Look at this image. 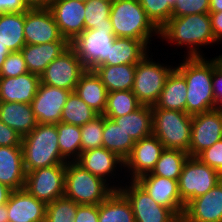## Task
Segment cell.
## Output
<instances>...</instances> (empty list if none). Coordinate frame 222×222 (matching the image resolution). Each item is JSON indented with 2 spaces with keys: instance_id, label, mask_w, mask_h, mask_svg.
Here are the masks:
<instances>
[{
  "instance_id": "1",
  "label": "cell",
  "mask_w": 222,
  "mask_h": 222,
  "mask_svg": "<svg viewBox=\"0 0 222 222\" xmlns=\"http://www.w3.org/2000/svg\"><path fill=\"white\" fill-rule=\"evenodd\" d=\"M184 59L183 63L175 68L186 80V113L193 116L216 109L212 83L215 59L208 60L204 57Z\"/></svg>"
},
{
  "instance_id": "2",
  "label": "cell",
  "mask_w": 222,
  "mask_h": 222,
  "mask_svg": "<svg viewBox=\"0 0 222 222\" xmlns=\"http://www.w3.org/2000/svg\"><path fill=\"white\" fill-rule=\"evenodd\" d=\"M159 37L178 47L187 46V57H203L199 47L217 42L212 33L209 13L171 17L159 30Z\"/></svg>"
},
{
  "instance_id": "3",
  "label": "cell",
  "mask_w": 222,
  "mask_h": 222,
  "mask_svg": "<svg viewBox=\"0 0 222 222\" xmlns=\"http://www.w3.org/2000/svg\"><path fill=\"white\" fill-rule=\"evenodd\" d=\"M56 124H37L22 138L23 162L26 173L43 167L66 164L62 158Z\"/></svg>"
},
{
  "instance_id": "4",
  "label": "cell",
  "mask_w": 222,
  "mask_h": 222,
  "mask_svg": "<svg viewBox=\"0 0 222 222\" xmlns=\"http://www.w3.org/2000/svg\"><path fill=\"white\" fill-rule=\"evenodd\" d=\"M110 20L116 37L133 38L150 44L159 29L148 18L139 0H112ZM154 35H153V34Z\"/></svg>"
},
{
  "instance_id": "5",
  "label": "cell",
  "mask_w": 222,
  "mask_h": 222,
  "mask_svg": "<svg viewBox=\"0 0 222 222\" xmlns=\"http://www.w3.org/2000/svg\"><path fill=\"white\" fill-rule=\"evenodd\" d=\"M109 184L85 170L76 161L66 163L64 197L79 205H99L121 187Z\"/></svg>"
},
{
  "instance_id": "6",
  "label": "cell",
  "mask_w": 222,
  "mask_h": 222,
  "mask_svg": "<svg viewBox=\"0 0 222 222\" xmlns=\"http://www.w3.org/2000/svg\"><path fill=\"white\" fill-rule=\"evenodd\" d=\"M153 129L165 149L189 153L192 115L177 110L152 108Z\"/></svg>"
},
{
  "instance_id": "7",
  "label": "cell",
  "mask_w": 222,
  "mask_h": 222,
  "mask_svg": "<svg viewBox=\"0 0 222 222\" xmlns=\"http://www.w3.org/2000/svg\"><path fill=\"white\" fill-rule=\"evenodd\" d=\"M115 38L113 26L109 24V27L84 30L70 42V46L84 67L94 71L108 59Z\"/></svg>"
},
{
  "instance_id": "8",
  "label": "cell",
  "mask_w": 222,
  "mask_h": 222,
  "mask_svg": "<svg viewBox=\"0 0 222 222\" xmlns=\"http://www.w3.org/2000/svg\"><path fill=\"white\" fill-rule=\"evenodd\" d=\"M174 68L153 62L148 54L136 64L132 92L141 105L153 107L156 104L166 79Z\"/></svg>"
},
{
  "instance_id": "9",
  "label": "cell",
  "mask_w": 222,
  "mask_h": 222,
  "mask_svg": "<svg viewBox=\"0 0 222 222\" xmlns=\"http://www.w3.org/2000/svg\"><path fill=\"white\" fill-rule=\"evenodd\" d=\"M222 180V175L202 163L197 157H188L178 180V191L185 206L207 193Z\"/></svg>"
},
{
  "instance_id": "10",
  "label": "cell",
  "mask_w": 222,
  "mask_h": 222,
  "mask_svg": "<svg viewBox=\"0 0 222 222\" xmlns=\"http://www.w3.org/2000/svg\"><path fill=\"white\" fill-rule=\"evenodd\" d=\"M66 164L39 168L26 173L24 188L43 203L64 197Z\"/></svg>"
},
{
  "instance_id": "11",
  "label": "cell",
  "mask_w": 222,
  "mask_h": 222,
  "mask_svg": "<svg viewBox=\"0 0 222 222\" xmlns=\"http://www.w3.org/2000/svg\"><path fill=\"white\" fill-rule=\"evenodd\" d=\"M129 201L135 222H181V219L169 208L159 205L148 192L132 180L118 189Z\"/></svg>"
},
{
  "instance_id": "12",
  "label": "cell",
  "mask_w": 222,
  "mask_h": 222,
  "mask_svg": "<svg viewBox=\"0 0 222 222\" xmlns=\"http://www.w3.org/2000/svg\"><path fill=\"white\" fill-rule=\"evenodd\" d=\"M86 71L70 46L47 66L40 75V83L74 92L79 79Z\"/></svg>"
},
{
  "instance_id": "13",
  "label": "cell",
  "mask_w": 222,
  "mask_h": 222,
  "mask_svg": "<svg viewBox=\"0 0 222 222\" xmlns=\"http://www.w3.org/2000/svg\"><path fill=\"white\" fill-rule=\"evenodd\" d=\"M222 139V110L214 109L192 116L189 156L196 157Z\"/></svg>"
},
{
  "instance_id": "14",
  "label": "cell",
  "mask_w": 222,
  "mask_h": 222,
  "mask_svg": "<svg viewBox=\"0 0 222 222\" xmlns=\"http://www.w3.org/2000/svg\"><path fill=\"white\" fill-rule=\"evenodd\" d=\"M72 91L40 83L32 100V109L39 124H57Z\"/></svg>"
},
{
  "instance_id": "15",
  "label": "cell",
  "mask_w": 222,
  "mask_h": 222,
  "mask_svg": "<svg viewBox=\"0 0 222 222\" xmlns=\"http://www.w3.org/2000/svg\"><path fill=\"white\" fill-rule=\"evenodd\" d=\"M24 38L30 45L63 39L49 8H29L25 12Z\"/></svg>"
},
{
  "instance_id": "16",
  "label": "cell",
  "mask_w": 222,
  "mask_h": 222,
  "mask_svg": "<svg viewBox=\"0 0 222 222\" xmlns=\"http://www.w3.org/2000/svg\"><path fill=\"white\" fill-rule=\"evenodd\" d=\"M164 150V145L153 134L136 141L123 166L128 167L127 171L131 172L130 180H137L142 175L151 173Z\"/></svg>"
},
{
  "instance_id": "17",
  "label": "cell",
  "mask_w": 222,
  "mask_h": 222,
  "mask_svg": "<svg viewBox=\"0 0 222 222\" xmlns=\"http://www.w3.org/2000/svg\"><path fill=\"white\" fill-rule=\"evenodd\" d=\"M59 32L69 42L85 30V3L76 0H53L48 7Z\"/></svg>"
},
{
  "instance_id": "18",
  "label": "cell",
  "mask_w": 222,
  "mask_h": 222,
  "mask_svg": "<svg viewBox=\"0 0 222 222\" xmlns=\"http://www.w3.org/2000/svg\"><path fill=\"white\" fill-rule=\"evenodd\" d=\"M159 205L171 209L182 219L185 204L178 191V180L147 173L136 180Z\"/></svg>"
},
{
  "instance_id": "19",
  "label": "cell",
  "mask_w": 222,
  "mask_h": 222,
  "mask_svg": "<svg viewBox=\"0 0 222 222\" xmlns=\"http://www.w3.org/2000/svg\"><path fill=\"white\" fill-rule=\"evenodd\" d=\"M181 222H222V180L185 206Z\"/></svg>"
},
{
  "instance_id": "20",
  "label": "cell",
  "mask_w": 222,
  "mask_h": 222,
  "mask_svg": "<svg viewBox=\"0 0 222 222\" xmlns=\"http://www.w3.org/2000/svg\"><path fill=\"white\" fill-rule=\"evenodd\" d=\"M6 205L9 222H45L47 205L25 188L13 190Z\"/></svg>"
},
{
  "instance_id": "21",
  "label": "cell",
  "mask_w": 222,
  "mask_h": 222,
  "mask_svg": "<svg viewBox=\"0 0 222 222\" xmlns=\"http://www.w3.org/2000/svg\"><path fill=\"white\" fill-rule=\"evenodd\" d=\"M40 76L27 72L17 77L0 78V102H17L31 104Z\"/></svg>"
},
{
  "instance_id": "22",
  "label": "cell",
  "mask_w": 222,
  "mask_h": 222,
  "mask_svg": "<svg viewBox=\"0 0 222 222\" xmlns=\"http://www.w3.org/2000/svg\"><path fill=\"white\" fill-rule=\"evenodd\" d=\"M70 47V42L63 38L45 44H26L22 49L27 69L30 73L41 75L47 66Z\"/></svg>"
},
{
  "instance_id": "23",
  "label": "cell",
  "mask_w": 222,
  "mask_h": 222,
  "mask_svg": "<svg viewBox=\"0 0 222 222\" xmlns=\"http://www.w3.org/2000/svg\"><path fill=\"white\" fill-rule=\"evenodd\" d=\"M25 178L22 147H0V183L19 190L24 188Z\"/></svg>"
},
{
  "instance_id": "24",
  "label": "cell",
  "mask_w": 222,
  "mask_h": 222,
  "mask_svg": "<svg viewBox=\"0 0 222 222\" xmlns=\"http://www.w3.org/2000/svg\"><path fill=\"white\" fill-rule=\"evenodd\" d=\"M85 170H88L95 176L107 181V177L112 178L114 171L117 169V165L121 168L124 166V160H122L117 154L107 150L104 147L90 149L81 152L79 159L76 161Z\"/></svg>"
},
{
  "instance_id": "25",
  "label": "cell",
  "mask_w": 222,
  "mask_h": 222,
  "mask_svg": "<svg viewBox=\"0 0 222 222\" xmlns=\"http://www.w3.org/2000/svg\"><path fill=\"white\" fill-rule=\"evenodd\" d=\"M0 121L21 137L28 135L38 124L32 105L17 102H0Z\"/></svg>"
},
{
  "instance_id": "26",
  "label": "cell",
  "mask_w": 222,
  "mask_h": 222,
  "mask_svg": "<svg viewBox=\"0 0 222 222\" xmlns=\"http://www.w3.org/2000/svg\"><path fill=\"white\" fill-rule=\"evenodd\" d=\"M74 92L95 112L103 115L108 91L95 71L87 70L79 79Z\"/></svg>"
},
{
  "instance_id": "27",
  "label": "cell",
  "mask_w": 222,
  "mask_h": 222,
  "mask_svg": "<svg viewBox=\"0 0 222 222\" xmlns=\"http://www.w3.org/2000/svg\"><path fill=\"white\" fill-rule=\"evenodd\" d=\"M187 85L183 75L174 68L166 79L159 99L152 108L186 112Z\"/></svg>"
},
{
  "instance_id": "28",
  "label": "cell",
  "mask_w": 222,
  "mask_h": 222,
  "mask_svg": "<svg viewBox=\"0 0 222 222\" xmlns=\"http://www.w3.org/2000/svg\"><path fill=\"white\" fill-rule=\"evenodd\" d=\"M149 47L142 40L116 37L103 65L137 64L148 53Z\"/></svg>"
},
{
  "instance_id": "29",
  "label": "cell",
  "mask_w": 222,
  "mask_h": 222,
  "mask_svg": "<svg viewBox=\"0 0 222 222\" xmlns=\"http://www.w3.org/2000/svg\"><path fill=\"white\" fill-rule=\"evenodd\" d=\"M113 121L121 127L134 141L152 135L153 119L152 107L141 105L135 111L121 117H116Z\"/></svg>"
},
{
  "instance_id": "30",
  "label": "cell",
  "mask_w": 222,
  "mask_h": 222,
  "mask_svg": "<svg viewBox=\"0 0 222 222\" xmlns=\"http://www.w3.org/2000/svg\"><path fill=\"white\" fill-rule=\"evenodd\" d=\"M25 12L0 14V45L11 52L21 51L26 45L24 38Z\"/></svg>"
},
{
  "instance_id": "31",
  "label": "cell",
  "mask_w": 222,
  "mask_h": 222,
  "mask_svg": "<svg viewBox=\"0 0 222 222\" xmlns=\"http://www.w3.org/2000/svg\"><path fill=\"white\" fill-rule=\"evenodd\" d=\"M136 64L101 65L95 73L101 78L108 92L132 90Z\"/></svg>"
},
{
  "instance_id": "32",
  "label": "cell",
  "mask_w": 222,
  "mask_h": 222,
  "mask_svg": "<svg viewBox=\"0 0 222 222\" xmlns=\"http://www.w3.org/2000/svg\"><path fill=\"white\" fill-rule=\"evenodd\" d=\"M98 222H135L131 205L119 190L99 204Z\"/></svg>"
},
{
  "instance_id": "33",
  "label": "cell",
  "mask_w": 222,
  "mask_h": 222,
  "mask_svg": "<svg viewBox=\"0 0 222 222\" xmlns=\"http://www.w3.org/2000/svg\"><path fill=\"white\" fill-rule=\"evenodd\" d=\"M135 142L112 119L104 116L103 147L117 154L122 160L130 155Z\"/></svg>"
},
{
  "instance_id": "34",
  "label": "cell",
  "mask_w": 222,
  "mask_h": 222,
  "mask_svg": "<svg viewBox=\"0 0 222 222\" xmlns=\"http://www.w3.org/2000/svg\"><path fill=\"white\" fill-rule=\"evenodd\" d=\"M56 128L62 158L66 162L77 161L82 152L80 126L59 122L56 124Z\"/></svg>"
},
{
  "instance_id": "35",
  "label": "cell",
  "mask_w": 222,
  "mask_h": 222,
  "mask_svg": "<svg viewBox=\"0 0 222 222\" xmlns=\"http://www.w3.org/2000/svg\"><path fill=\"white\" fill-rule=\"evenodd\" d=\"M188 157L189 154L184 151L165 149L150 174L179 180L183 165Z\"/></svg>"
},
{
  "instance_id": "36",
  "label": "cell",
  "mask_w": 222,
  "mask_h": 222,
  "mask_svg": "<svg viewBox=\"0 0 222 222\" xmlns=\"http://www.w3.org/2000/svg\"><path fill=\"white\" fill-rule=\"evenodd\" d=\"M98 115L75 92H71L63 107L61 122L83 126Z\"/></svg>"
},
{
  "instance_id": "37",
  "label": "cell",
  "mask_w": 222,
  "mask_h": 222,
  "mask_svg": "<svg viewBox=\"0 0 222 222\" xmlns=\"http://www.w3.org/2000/svg\"><path fill=\"white\" fill-rule=\"evenodd\" d=\"M141 106L132 90L113 91L107 94V105L103 115L109 119L128 115Z\"/></svg>"
},
{
  "instance_id": "38",
  "label": "cell",
  "mask_w": 222,
  "mask_h": 222,
  "mask_svg": "<svg viewBox=\"0 0 222 222\" xmlns=\"http://www.w3.org/2000/svg\"><path fill=\"white\" fill-rule=\"evenodd\" d=\"M112 0H88L85 2V30L109 27Z\"/></svg>"
},
{
  "instance_id": "39",
  "label": "cell",
  "mask_w": 222,
  "mask_h": 222,
  "mask_svg": "<svg viewBox=\"0 0 222 222\" xmlns=\"http://www.w3.org/2000/svg\"><path fill=\"white\" fill-rule=\"evenodd\" d=\"M78 206L66 197L58 198L47 204L45 222H74Z\"/></svg>"
},
{
  "instance_id": "40",
  "label": "cell",
  "mask_w": 222,
  "mask_h": 222,
  "mask_svg": "<svg viewBox=\"0 0 222 222\" xmlns=\"http://www.w3.org/2000/svg\"><path fill=\"white\" fill-rule=\"evenodd\" d=\"M104 115H98L81 129V151L103 147Z\"/></svg>"
},
{
  "instance_id": "41",
  "label": "cell",
  "mask_w": 222,
  "mask_h": 222,
  "mask_svg": "<svg viewBox=\"0 0 222 222\" xmlns=\"http://www.w3.org/2000/svg\"><path fill=\"white\" fill-rule=\"evenodd\" d=\"M139 3L159 30L172 17L173 0H139Z\"/></svg>"
},
{
  "instance_id": "42",
  "label": "cell",
  "mask_w": 222,
  "mask_h": 222,
  "mask_svg": "<svg viewBox=\"0 0 222 222\" xmlns=\"http://www.w3.org/2000/svg\"><path fill=\"white\" fill-rule=\"evenodd\" d=\"M209 13V0H173L172 17Z\"/></svg>"
},
{
  "instance_id": "43",
  "label": "cell",
  "mask_w": 222,
  "mask_h": 222,
  "mask_svg": "<svg viewBox=\"0 0 222 222\" xmlns=\"http://www.w3.org/2000/svg\"><path fill=\"white\" fill-rule=\"evenodd\" d=\"M29 72L21 51L8 54L0 70V78L17 77Z\"/></svg>"
},
{
  "instance_id": "44",
  "label": "cell",
  "mask_w": 222,
  "mask_h": 222,
  "mask_svg": "<svg viewBox=\"0 0 222 222\" xmlns=\"http://www.w3.org/2000/svg\"><path fill=\"white\" fill-rule=\"evenodd\" d=\"M196 157L222 175V139L203 150Z\"/></svg>"
},
{
  "instance_id": "45",
  "label": "cell",
  "mask_w": 222,
  "mask_h": 222,
  "mask_svg": "<svg viewBox=\"0 0 222 222\" xmlns=\"http://www.w3.org/2000/svg\"><path fill=\"white\" fill-rule=\"evenodd\" d=\"M212 83L216 109L222 110V62L219 57H215V69L213 71Z\"/></svg>"
},
{
  "instance_id": "46",
  "label": "cell",
  "mask_w": 222,
  "mask_h": 222,
  "mask_svg": "<svg viewBox=\"0 0 222 222\" xmlns=\"http://www.w3.org/2000/svg\"><path fill=\"white\" fill-rule=\"evenodd\" d=\"M22 138L14 129L0 121V147L21 146Z\"/></svg>"
},
{
  "instance_id": "47",
  "label": "cell",
  "mask_w": 222,
  "mask_h": 222,
  "mask_svg": "<svg viewBox=\"0 0 222 222\" xmlns=\"http://www.w3.org/2000/svg\"><path fill=\"white\" fill-rule=\"evenodd\" d=\"M99 205H79L74 222H98Z\"/></svg>"
},
{
  "instance_id": "48",
  "label": "cell",
  "mask_w": 222,
  "mask_h": 222,
  "mask_svg": "<svg viewBox=\"0 0 222 222\" xmlns=\"http://www.w3.org/2000/svg\"><path fill=\"white\" fill-rule=\"evenodd\" d=\"M29 9L24 0H0V14L26 12Z\"/></svg>"
},
{
  "instance_id": "49",
  "label": "cell",
  "mask_w": 222,
  "mask_h": 222,
  "mask_svg": "<svg viewBox=\"0 0 222 222\" xmlns=\"http://www.w3.org/2000/svg\"><path fill=\"white\" fill-rule=\"evenodd\" d=\"M211 29L217 43L222 41V12H209Z\"/></svg>"
},
{
  "instance_id": "50",
  "label": "cell",
  "mask_w": 222,
  "mask_h": 222,
  "mask_svg": "<svg viewBox=\"0 0 222 222\" xmlns=\"http://www.w3.org/2000/svg\"><path fill=\"white\" fill-rule=\"evenodd\" d=\"M13 190L5 184L0 183V205L7 204Z\"/></svg>"
},
{
  "instance_id": "51",
  "label": "cell",
  "mask_w": 222,
  "mask_h": 222,
  "mask_svg": "<svg viewBox=\"0 0 222 222\" xmlns=\"http://www.w3.org/2000/svg\"><path fill=\"white\" fill-rule=\"evenodd\" d=\"M29 8H48L53 0H24Z\"/></svg>"
},
{
  "instance_id": "52",
  "label": "cell",
  "mask_w": 222,
  "mask_h": 222,
  "mask_svg": "<svg viewBox=\"0 0 222 222\" xmlns=\"http://www.w3.org/2000/svg\"><path fill=\"white\" fill-rule=\"evenodd\" d=\"M209 12H222V0H209Z\"/></svg>"
},
{
  "instance_id": "53",
  "label": "cell",
  "mask_w": 222,
  "mask_h": 222,
  "mask_svg": "<svg viewBox=\"0 0 222 222\" xmlns=\"http://www.w3.org/2000/svg\"><path fill=\"white\" fill-rule=\"evenodd\" d=\"M9 53H11L9 48L4 47L3 45H0V70Z\"/></svg>"
},
{
  "instance_id": "54",
  "label": "cell",
  "mask_w": 222,
  "mask_h": 222,
  "mask_svg": "<svg viewBox=\"0 0 222 222\" xmlns=\"http://www.w3.org/2000/svg\"><path fill=\"white\" fill-rule=\"evenodd\" d=\"M0 222H9L7 205H0Z\"/></svg>"
},
{
  "instance_id": "55",
  "label": "cell",
  "mask_w": 222,
  "mask_h": 222,
  "mask_svg": "<svg viewBox=\"0 0 222 222\" xmlns=\"http://www.w3.org/2000/svg\"><path fill=\"white\" fill-rule=\"evenodd\" d=\"M76 1H81V2H84V3H85V2H87L88 0H76Z\"/></svg>"
},
{
  "instance_id": "56",
  "label": "cell",
  "mask_w": 222,
  "mask_h": 222,
  "mask_svg": "<svg viewBox=\"0 0 222 222\" xmlns=\"http://www.w3.org/2000/svg\"><path fill=\"white\" fill-rule=\"evenodd\" d=\"M218 57H219L220 61L222 62V55H219Z\"/></svg>"
}]
</instances>
